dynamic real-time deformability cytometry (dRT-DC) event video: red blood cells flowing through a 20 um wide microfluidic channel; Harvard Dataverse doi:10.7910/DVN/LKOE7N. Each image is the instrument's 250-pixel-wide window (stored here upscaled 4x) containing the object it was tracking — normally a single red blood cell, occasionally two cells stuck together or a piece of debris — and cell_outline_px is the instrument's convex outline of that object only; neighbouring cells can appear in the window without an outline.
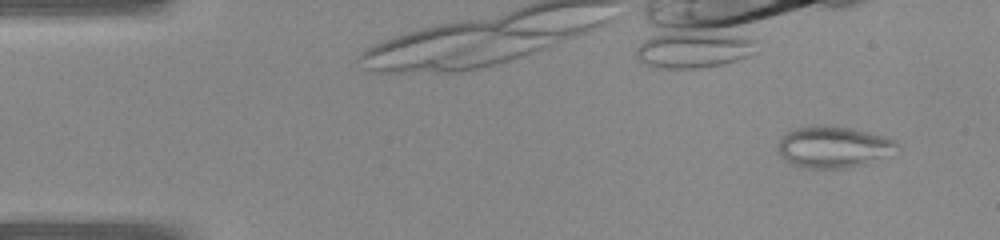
{"species": "common noctule bat (a hibernating species)", "species_latin": "Nyctalus noctula", "temperature_condition": "warm", "stored_images_in_passage": 11, "camera_frame_rate_fps": 3000, "um_per_image_px": 0.085, "animal": {"sex": "female", "body_mass_g": 22.0, "forearm_length_mm": 56.7}, "frame": {"image": 1, "passage_image": 2, "time_ms": 0.333, "image_size_px": [1000, 240], "cell_outline_px": [[900, 148], [864, 164], [848, 168], [804, 168], [788, 164], [780, 156], [776, 148], [776, 144], [788, 132], [796, 128], [852, 128], [884, 136], [896, 140], [900, 144]], "centroid_in_image_um": [70.81, 12.54], "position_along_channel_um": 14.2, "area_um2": 28.15}}